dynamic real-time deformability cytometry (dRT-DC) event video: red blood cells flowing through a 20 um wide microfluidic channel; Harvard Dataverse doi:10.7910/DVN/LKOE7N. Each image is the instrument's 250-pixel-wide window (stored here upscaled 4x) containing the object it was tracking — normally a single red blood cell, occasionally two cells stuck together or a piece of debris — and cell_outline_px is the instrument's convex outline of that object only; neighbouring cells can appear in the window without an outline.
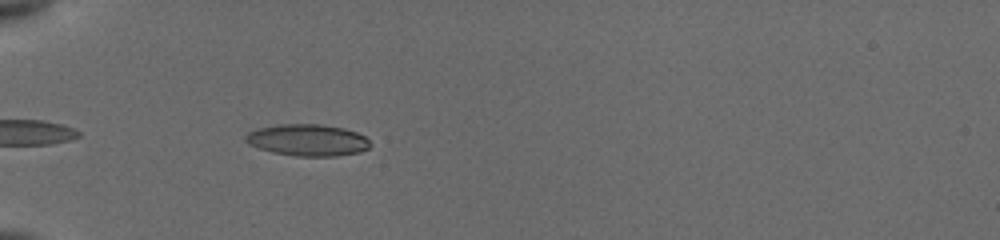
{"species": "common noctule bat (a hibernating species)", "species_latin": "Nyctalus noctula", "temperature_condition": "cold", "stored_images_in_passage": 22, "camera_frame_rate_fps": 3000, "um_per_image_px": 0.085, "animal": {"sex": "female", "body_mass_g": 19.5, "forearm_length_mm": 54.1}, "frame": {"image": 1, "passage_image": 4, "time_ms": 1.0, "image_size_px": [1000, 240], "cell_outline_px": [[372, 144], [368, 148], [360, 152], [336, 156], [296, 156], [272, 152], [248, 144], [244, 140], [244, 136], [248, 132], [256, 128], [276, 124], [320, 124], [344, 128], [356, 132], [364, 136]], "centroid_in_image_um": [26.12, 11.9], "position_along_channel_um": 58.9, "area_um2": 23.18}}
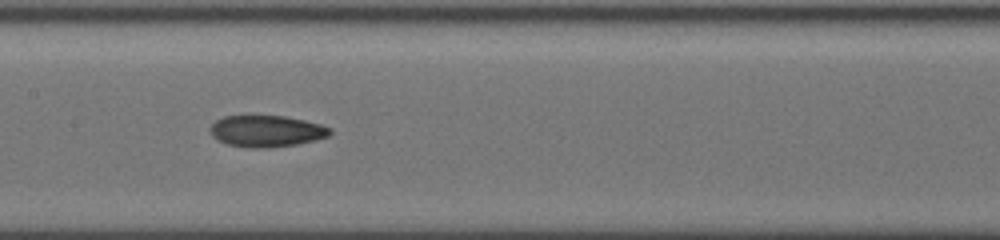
{"frame": {"image": 2, "passage_image": 12, "time_ms": 4.667, "image_size_px": [1000, 240], "cell_outline_px": [[332, 132], [328, 136], [316, 140], [296, 144], [268, 148], [248, 148], [228, 144], [216, 140], [208, 132], [208, 128], [216, 120], [224, 116], [284, 116], [304, 120], [320, 124], [332, 128]], "centroid_in_image_um": [22.62, 11.15], "position_along_channel_um": 184.8, "area_um2": 22.2}}
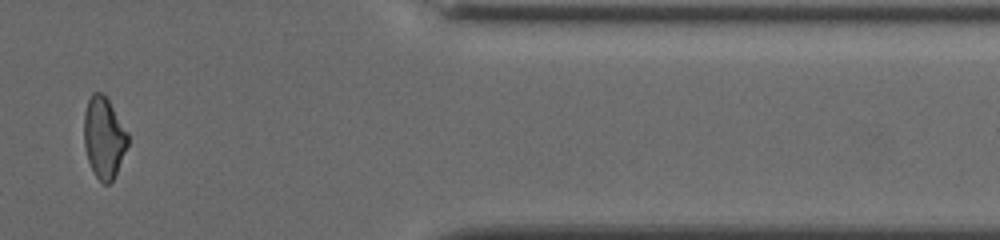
{"frame": {"image": 3, "passage_image": 20, "time_ms": 11.0, "image_size_px": [1000, 240], "cell_outline_px": [[128, 144], [116, 172], [112, 180], [108, 184], [104, 184], [96, 176], [88, 160], [84, 144], [84, 112], [88, 100], [92, 92], [100, 92], [108, 100], [128, 132]], "centroid_in_image_um": [8.82, 11.67], "position_along_channel_um": 402.6, "area_um2": 20.4}, "authors_computed_cell_mechanics": {"area_um2": 22.1374, "velocity_mm_per_s": 3.8495, "shape_relaxation_time_tau1_ms": 7.8163, "shape_relaxation_time_tau2_ms": 3.8566, "deformation_change_tau1": 0.1704, "deformation_change_tau2": 0.0946}}